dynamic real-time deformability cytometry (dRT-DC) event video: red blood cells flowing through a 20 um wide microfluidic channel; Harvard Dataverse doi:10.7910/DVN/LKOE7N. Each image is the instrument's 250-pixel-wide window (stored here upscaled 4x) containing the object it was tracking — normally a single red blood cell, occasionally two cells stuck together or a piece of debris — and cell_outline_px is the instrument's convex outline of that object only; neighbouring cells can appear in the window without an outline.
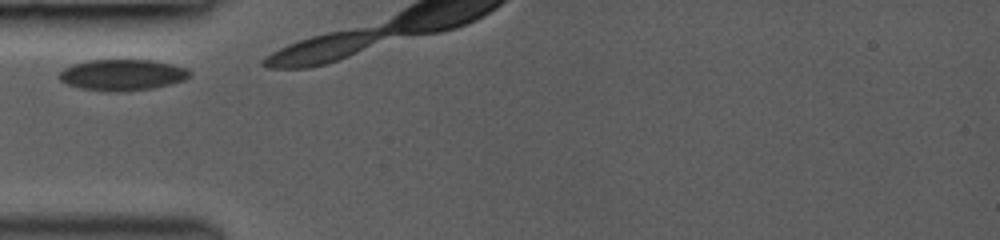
{"species": "common noctule bat (a hibernating species)", "species_latin": "Nyctalus noctula", "temperature_condition": "room temperature", "stored_images_in_passage": 24, "camera_frame_rate_fps": 3000, "um_per_image_px": 0.085, "animal": {"sex": "female", "body_mass_g": 19.0, "forearm_length_mm": 53.3}, "frame": {"image": 1, "passage_image": 1, "time_ms": 0.0, "image_size_px": [1000, 240], "cell_outline_px": [[192, 72], [184, 80], [152, 88], [124, 92], [108, 92], [80, 88], [68, 84], [60, 80], [56, 76], [64, 68], [72, 64], [88, 60], [152, 60], [172, 64], [188, 68]], "centroid_in_image_um": [10.37, 6.37], "position_along_channel_um": 74.6, "area_um2": 23.81}}